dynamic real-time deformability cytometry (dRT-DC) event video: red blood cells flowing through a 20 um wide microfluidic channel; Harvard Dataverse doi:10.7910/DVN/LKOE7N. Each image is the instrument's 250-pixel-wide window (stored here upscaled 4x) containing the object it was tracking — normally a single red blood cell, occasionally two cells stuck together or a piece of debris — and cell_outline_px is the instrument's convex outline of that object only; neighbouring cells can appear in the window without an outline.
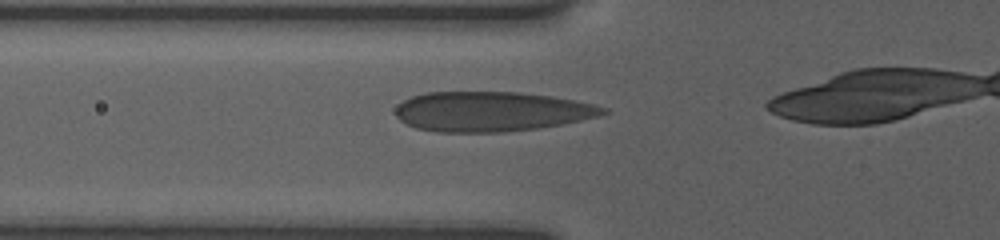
{"species": "human", "species_latin": "Homo sapiens", "temperature_condition": "room temperature", "stored_images_in_passage": 4, "camera_frame_rate_fps": 3000, "um_per_image_px": 0.085, "donor": {"sex": "female"}, "frame": {"image": 1, "passage_image": 2, "time_ms": 0.333, "image_size_px": [1000, 240], "cell_outline_px": [[608, 112], [596, 116], [580, 120], [540, 128], [504, 132], [436, 132], [416, 128], [400, 120], [396, 116], [396, 108], [404, 100], [412, 96], [424, 92], [520, 92], [552, 96], [592, 104], [608, 108]], "centroid_in_image_um": [41.74, 9.48], "position_along_channel_um": 84.1, "area_um2": 48.03}}